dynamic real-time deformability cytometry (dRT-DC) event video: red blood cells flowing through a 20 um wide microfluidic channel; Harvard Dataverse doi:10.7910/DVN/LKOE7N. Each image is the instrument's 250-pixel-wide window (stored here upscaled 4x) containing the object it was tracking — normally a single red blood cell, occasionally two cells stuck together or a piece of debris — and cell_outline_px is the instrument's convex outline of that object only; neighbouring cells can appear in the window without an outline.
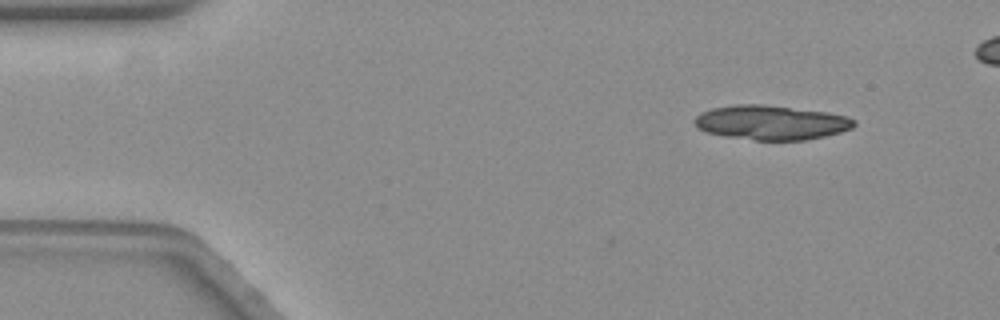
{"species": "common noctule bat (a hibernating species)", "species_latin": "Nyctalus noctula", "temperature_condition": "warm", "stored_images_in_passage": 10, "camera_frame_rate_fps": 3000, "um_per_image_px": 0.085, "animal": {"sex": "female", "body_mass_g": 19.3, "forearm_length_mm": 54.1}, "frame": {"image": 1, "passage_image": 1, "time_ms": 0.0, "image_size_px": [1000, 320], "cell_outline_px": [[856, 124], [852, 128], [840, 132], [824, 136], [804, 140], [756, 140], [728, 136], [708, 132], [696, 128], [696, 116], [700, 112], [712, 108], [736, 104], [764, 104], [828, 112], [848, 116], [856, 120]], "centroid_in_image_um": [65.58, 10.4], "position_along_channel_um": 19.4, "area_um2": 31.96}}